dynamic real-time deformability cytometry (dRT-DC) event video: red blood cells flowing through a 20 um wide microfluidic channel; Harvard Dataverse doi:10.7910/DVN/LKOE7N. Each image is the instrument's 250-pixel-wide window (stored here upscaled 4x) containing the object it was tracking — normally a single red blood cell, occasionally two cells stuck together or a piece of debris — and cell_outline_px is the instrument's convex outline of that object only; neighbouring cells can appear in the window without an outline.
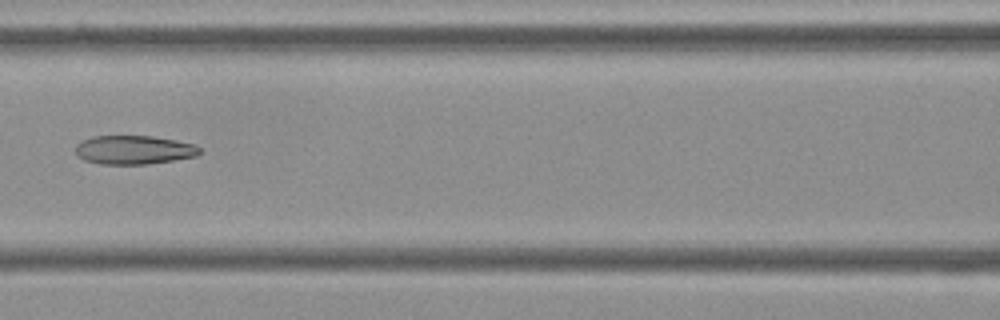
{"species": "Egyptian fruit bat (a non-hibernating species)", "species_latin": "Rousettus aegyptiacus", "temperature_condition": "cold", "stored_images_in_passage": 7, "camera_frame_rate_fps": 3000, "um_per_image_px": 0.085, "frame": {"image": 1, "passage_image": 7, "time_ms": 2.0, "image_size_px": [1000, 320], "cell_outline_px": [[200, 152], [196, 156], [148, 164], [100, 164], [84, 160], [76, 156], [76, 144], [92, 136], [152, 136], [176, 140], [196, 144], [200, 148]], "centroid_in_image_um": [11.37, 12.74], "position_along_channel_um": 155.2, "area_um2": 20.87}}